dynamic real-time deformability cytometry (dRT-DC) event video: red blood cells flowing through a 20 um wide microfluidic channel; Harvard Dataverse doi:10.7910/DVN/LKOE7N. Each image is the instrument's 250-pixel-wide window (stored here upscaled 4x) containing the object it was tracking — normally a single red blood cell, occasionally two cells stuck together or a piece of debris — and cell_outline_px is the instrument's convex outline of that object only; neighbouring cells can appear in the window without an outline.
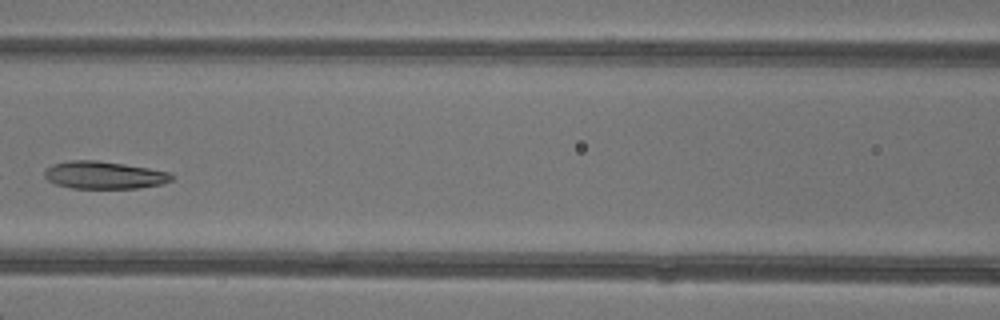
{"species": "common noctule bat (a hibernating species)", "species_latin": "Nyctalus noctula", "temperature_condition": "warm", "stored_images_in_passage": 4, "camera_frame_rate_fps": 3000, "um_per_image_px": 0.085, "animal": {"sex": "female"}, "frame": {"image": 1, "passage_image": 4, "time_ms": 4.333, "image_size_px": [1000, 320], "cell_outline_px": [[176, 176], [172, 180], [164, 184], [140, 188], [72, 188], [56, 184], [48, 180], [44, 176], [44, 172], [52, 164], [68, 160], [96, 160], [124, 164], [172, 172]], "centroid_in_image_um": [8.9, 14.88], "position_along_channel_um": 157.7, "area_um2": 20.58}}